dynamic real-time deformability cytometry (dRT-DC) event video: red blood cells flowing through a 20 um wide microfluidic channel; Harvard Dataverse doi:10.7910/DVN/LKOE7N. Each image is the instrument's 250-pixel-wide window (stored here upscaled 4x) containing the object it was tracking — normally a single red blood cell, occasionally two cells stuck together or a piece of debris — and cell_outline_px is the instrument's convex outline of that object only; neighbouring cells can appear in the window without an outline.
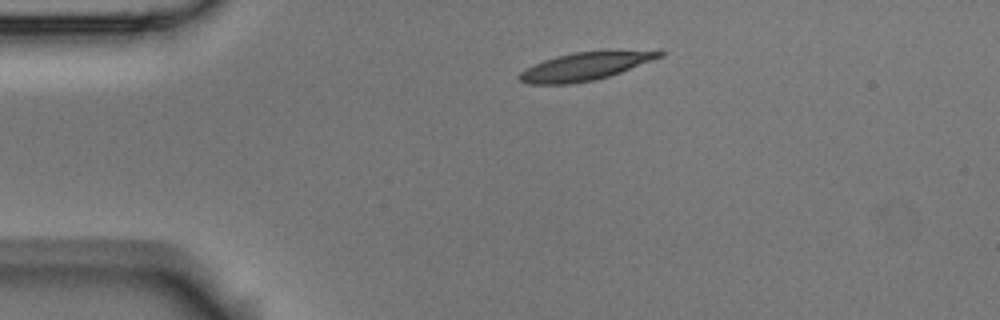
{"species": "Egyptian fruit bat (a non-hibernating species)", "species_latin": "Rousettus aegyptiacus", "temperature_condition": "room temperature", "stored_images_in_passage": 2, "camera_frame_rate_fps": 3000, "um_per_image_px": 0.085, "animal": {"sex": "male"}, "frame": {"image": 1, "passage_image": 1, "time_ms": 0.0, "image_size_px": [1000, 320], "cell_outline_px": [[668, 52], [664, 56], [620, 72], [608, 76], [592, 80], [572, 84], [528, 84], [520, 80], [516, 76], [520, 72], [544, 60], [556, 56], [572, 52], [608, 48], [616, 48]], "centroid_in_image_um": [49.81, 5.58], "position_along_channel_um": 35.2, "area_um2": 23.47}}